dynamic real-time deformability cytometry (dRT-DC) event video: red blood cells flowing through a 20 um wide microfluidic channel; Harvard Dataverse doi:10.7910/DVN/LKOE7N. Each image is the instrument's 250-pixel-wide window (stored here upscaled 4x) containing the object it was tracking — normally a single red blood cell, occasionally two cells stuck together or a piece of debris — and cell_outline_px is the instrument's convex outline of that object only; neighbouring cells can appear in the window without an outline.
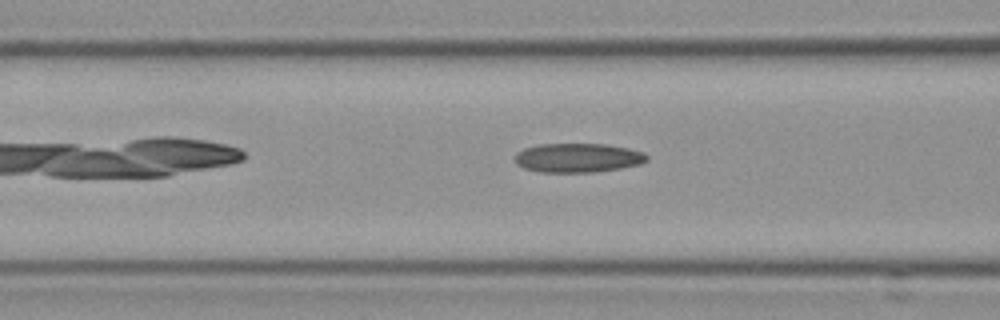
{"species": "Egyptian fruit bat (a non-hibernating species)", "species_latin": "Rousettus aegyptiacus", "temperature_condition": "cold", "stored_images_in_passage": 12, "camera_frame_rate_fps": 3000, "um_per_image_px": 0.085, "frame": {"image": 1, "passage_image": 10, "time_ms": 3.0, "image_size_px": [1000, 320], "cell_outline_px": [[648, 160], [640, 164], [620, 168], [592, 172], [540, 172], [524, 168], [516, 164], [516, 152], [524, 148], [540, 144], [608, 144], [628, 148], [644, 152], [648, 156]], "centroid_in_image_um": [49.13, 13.41], "position_along_channel_um": 117.5, "area_um2": 22.43}}